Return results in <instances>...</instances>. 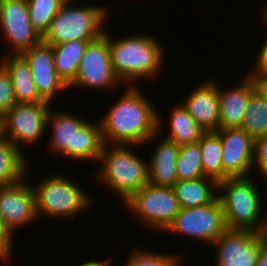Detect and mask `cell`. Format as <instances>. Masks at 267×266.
Masks as SVG:
<instances>
[{"label": "cell", "mask_w": 267, "mask_h": 266, "mask_svg": "<svg viewBox=\"0 0 267 266\" xmlns=\"http://www.w3.org/2000/svg\"><path fill=\"white\" fill-rule=\"evenodd\" d=\"M148 98L139 86L127 85L121 98L99 119L105 144L137 147L161 134L162 115Z\"/></svg>", "instance_id": "1"}, {"label": "cell", "mask_w": 267, "mask_h": 266, "mask_svg": "<svg viewBox=\"0 0 267 266\" xmlns=\"http://www.w3.org/2000/svg\"><path fill=\"white\" fill-rule=\"evenodd\" d=\"M49 126L52 132L47 148L51 152L76 161H99L105 145L100 121L95 124L78 115L50 109L47 129Z\"/></svg>", "instance_id": "2"}, {"label": "cell", "mask_w": 267, "mask_h": 266, "mask_svg": "<svg viewBox=\"0 0 267 266\" xmlns=\"http://www.w3.org/2000/svg\"><path fill=\"white\" fill-rule=\"evenodd\" d=\"M109 49L114 73L123 84L129 82L132 86L137 79L138 82L157 75L165 57L161 43L147 34H132L118 40L109 35Z\"/></svg>", "instance_id": "3"}, {"label": "cell", "mask_w": 267, "mask_h": 266, "mask_svg": "<svg viewBox=\"0 0 267 266\" xmlns=\"http://www.w3.org/2000/svg\"><path fill=\"white\" fill-rule=\"evenodd\" d=\"M255 183L249 176L227 178L218 182L220 193L218 191L217 196L224 210L228 229L266 232L267 215L262 213L264 201Z\"/></svg>", "instance_id": "4"}, {"label": "cell", "mask_w": 267, "mask_h": 266, "mask_svg": "<svg viewBox=\"0 0 267 266\" xmlns=\"http://www.w3.org/2000/svg\"><path fill=\"white\" fill-rule=\"evenodd\" d=\"M131 149L130 145L105 144L99 158L97 181L116 192L122 203L149 183V163Z\"/></svg>", "instance_id": "5"}, {"label": "cell", "mask_w": 267, "mask_h": 266, "mask_svg": "<svg viewBox=\"0 0 267 266\" xmlns=\"http://www.w3.org/2000/svg\"><path fill=\"white\" fill-rule=\"evenodd\" d=\"M75 1L78 0H67L54 16L43 36L45 43L57 45L72 40H95L105 34L108 10L96 5L75 6Z\"/></svg>", "instance_id": "6"}, {"label": "cell", "mask_w": 267, "mask_h": 266, "mask_svg": "<svg viewBox=\"0 0 267 266\" xmlns=\"http://www.w3.org/2000/svg\"><path fill=\"white\" fill-rule=\"evenodd\" d=\"M32 187L38 217L71 218L91 207L94 202L76 182L56 173L46 176L43 181L40 180V183Z\"/></svg>", "instance_id": "7"}, {"label": "cell", "mask_w": 267, "mask_h": 266, "mask_svg": "<svg viewBox=\"0 0 267 266\" xmlns=\"http://www.w3.org/2000/svg\"><path fill=\"white\" fill-rule=\"evenodd\" d=\"M124 204L144 225L161 232L168 229L180 211L172 187L150 183L132 195Z\"/></svg>", "instance_id": "8"}, {"label": "cell", "mask_w": 267, "mask_h": 266, "mask_svg": "<svg viewBox=\"0 0 267 266\" xmlns=\"http://www.w3.org/2000/svg\"><path fill=\"white\" fill-rule=\"evenodd\" d=\"M49 101L16 103L1 118V136L22 145H36L47 131V118L51 109ZM34 144V145H33Z\"/></svg>", "instance_id": "9"}, {"label": "cell", "mask_w": 267, "mask_h": 266, "mask_svg": "<svg viewBox=\"0 0 267 266\" xmlns=\"http://www.w3.org/2000/svg\"><path fill=\"white\" fill-rule=\"evenodd\" d=\"M227 230L224 210L217 197L208 205L180 208L165 232L178 233L212 245Z\"/></svg>", "instance_id": "10"}, {"label": "cell", "mask_w": 267, "mask_h": 266, "mask_svg": "<svg viewBox=\"0 0 267 266\" xmlns=\"http://www.w3.org/2000/svg\"><path fill=\"white\" fill-rule=\"evenodd\" d=\"M122 83L114 73L109 49V32L88 43L76 79L68 86L113 90Z\"/></svg>", "instance_id": "11"}, {"label": "cell", "mask_w": 267, "mask_h": 266, "mask_svg": "<svg viewBox=\"0 0 267 266\" xmlns=\"http://www.w3.org/2000/svg\"><path fill=\"white\" fill-rule=\"evenodd\" d=\"M0 29L10 44L9 55H20L43 40L31 24L27 0H0Z\"/></svg>", "instance_id": "12"}, {"label": "cell", "mask_w": 267, "mask_h": 266, "mask_svg": "<svg viewBox=\"0 0 267 266\" xmlns=\"http://www.w3.org/2000/svg\"><path fill=\"white\" fill-rule=\"evenodd\" d=\"M265 233L228 229L212 245L216 247L215 266H256Z\"/></svg>", "instance_id": "13"}, {"label": "cell", "mask_w": 267, "mask_h": 266, "mask_svg": "<svg viewBox=\"0 0 267 266\" xmlns=\"http://www.w3.org/2000/svg\"><path fill=\"white\" fill-rule=\"evenodd\" d=\"M26 179L16 184L0 186V214L5 227L13 236L15 230L40 219L36 211L34 189Z\"/></svg>", "instance_id": "14"}, {"label": "cell", "mask_w": 267, "mask_h": 266, "mask_svg": "<svg viewBox=\"0 0 267 266\" xmlns=\"http://www.w3.org/2000/svg\"><path fill=\"white\" fill-rule=\"evenodd\" d=\"M222 141L223 180L248 177L253 167L254 139L242 128L218 129Z\"/></svg>", "instance_id": "15"}, {"label": "cell", "mask_w": 267, "mask_h": 266, "mask_svg": "<svg viewBox=\"0 0 267 266\" xmlns=\"http://www.w3.org/2000/svg\"><path fill=\"white\" fill-rule=\"evenodd\" d=\"M29 63L37 92L43 100L52 102L58 92L67 91L54 64L53 46L43 40L21 54Z\"/></svg>", "instance_id": "16"}, {"label": "cell", "mask_w": 267, "mask_h": 266, "mask_svg": "<svg viewBox=\"0 0 267 266\" xmlns=\"http://www.w3.org/2000/svg\"><path fill=\"white\" fill-rule=\"evenodd\" d=\"M218 82L207 80L183 100L182 105L195 121L206 131L216 132L219 129Z\"/></svg>", "instance_id": "17"}, {"label": "cell", "mask_w": 267, "mask_h": 266, "mask_svg": "<svg viewBox=\"0 0 267 266\" xmlns=\"http://www.w3.org/2000/svg\"><path fill=\"white\" fill-rule=\"evenodd\" d=\"M246 76L242 83L227 91L218 85L219 129L241 128L250 95L255 89L252 78Z\"/></svg>", "instance_id": "18"}, {"label": "cell", "mask_w": 267, "mask_h": 266, "mask_svg": "<svg viewBox=\"0 0 267 266\" xmlns=\"http://www.w3.org/2000/svg\"><path fill=\"white\" fill-rule=\"evenodd\" d=\"M180 147L166 137L158 143L149 161L150 184L172 187L178 181L176 160Z\"/></svg>", "instance_id": "19"}, {"label": "cell", "mask_w": 267, "mask_h": 266, "mask_svg": "<svg viewBox=\"0 0 267 266\" xmlns=\"http://www.w3.org/2000/svg\"><path fill=\"white\" fill-rule=\"evenodd\" d=\"M4 57L0 63L9 72L16 103L28 104L44 101L37 92L32 70L26 59L21 54H6Z\"/></svg>", "instance_id": "20"}, {"label": "cell", "mask_w": 267, "mask_h": 266, "mask_svg": "<svg viewBox=\"0 0 267 266\" xmlns=\"http://www.w3.org/2000/svg\"><path fill=\"white\" fill-rule=\"evenodd\" d=\"M172 188L180 208L208 205L218 197V183L208 177L178 180Z\"/></svg>", "instance_id": "21"}, {"label": "cell", "mask_w": 267, "mask_h": 266, "mask_svg": "<svg viewBox=\"0 0 267 266\" xmlns=\"http://www.w3.org/2000/svg\"><path fill=\"white\" fill-rule=\"evenodd\" d=\"M10 139L0 136V186L16 184L28 174V159Z\"/></svg>", "instance_id": "22"}, {"label": "cell", "mask_w": 267, "mask_h": 266, "mask_svg": "<svg viewBox=\"0 0 267 266\" xmlns=\"http://www.w3.org/2000/svg\"><path fill=\"white\" fill-rule=\"evenodd\" d=\"M90 41L92 40H72L52 45L55 69L67 86L76 79L82 56Z\"/></svg>", "instance_id": "23"}, {"label": "cell", "mask_w": 267, "mask_h": 266, "mask_svg": "<svg viewBox=\"0 0 267 266\" xmlns=\"http://www.w3.org/2000/svg\"><path fill=\"white\" fill-rule=\"evenodd\" d=\"M169 116L170 131L166 138L175 141L179 146L199 142L206 133L182 103L175 105Z\"/></svg>", "instance_id": "24"}, {"label": "cell", "mask_w": 267, "mask_h": 266, "mask_svg": "<svg viewBox=\"0 0 267 266\" xmlns=\"http://www.w3.org/2000/svg\"><path fill=\"white\" fill-rule=\"evenodd\" d=\"M205 177L223 181L222 141L215 132H206L199 140Z\"/></svg>", "instance_id": "25"}, {"label": "cell", "mask_w": 267, "mask_h": 266, "mask_svg": "<svg viewBox=\"0 0 267 266\" xmlns=\"http://www.w3.org/2000/svg\"><path fill=\"white\" fill-rule=\"evenodd\" d=\"M241 128L253 139L267 136V100L256 89L250 95Z\"/></svg>", "instance_id": "26"}, {"label": "cell", "mask_w": 267, "mask_h": 266, "mask_svg": "<svg viewBox=\"0 0 267 266\" xmlns=\"http://www.w3.org/2000/svg\"><path fill=\"white\" fill-rule=\"evenodd\" d=\"M178 180H193L205 177L199 142L180 147L176 160Z\"/></svg>", "instance_id": "27"}, {"label": "cell", "mask_w": 267, "mask_h": 266, "mask_svg": "<svg viewBox=\"0 0 267 266\" xmlns=\"http://www.w3.org/2000/svg\"><path fill=\"white\" fill-rule=\"evenodd\" d=\"M67 0H27L31 24L43 37Z\"/></svg>", "instance_id": "28"}, {"label": "cell", "mask_w": 267, "mask_h": 266, "mask_svg": "<svg viewBox=\"0 0 267 266\" xmlns=\"http://www.w3.org/2000/svg\"><path fill=\"white\" fill-rule=\"evenodd\" d=\"M134 249V250H133ZM125 266H180V254L155 253L147 249L133 248ZM147 250V251H146ZM179 255V256H178Z\"/></svg>", "instance_id": "29"}, {"label": "cell", "mask_w": 267, "mask_h": 266, "mask_svg": "<svg viewBox=\"0 0 267 266\" xmlns=\"http://www.w3.org/2000/svg\"><path fill=\"white\" fill-rule=\"evenodd\" d=\"M16 104L14 87L9 72L0 63V118Z\"/></svg>", "instance_id": "30"}, {"label": "cell", "mask_w": 267, "mask_h": 266, "mask_svg": "<svg viewBox=\"0 0 267 266\" xmlns=\"http://www.w3.org/2000/svg\"><path fill=\"white\" fill-rule=\"evenodd\" d=\"M253 166L259 170L260 175L267 181V136L254 139ZM265 183L267 188V182Z\"/></svg>", "instance_id": "31"}, {"label": "cell", "mask_w": 267, "mask_h": 266, "mask_svg": "<svg viewBox=\"0 0 267 266\" xmlns=\"http://www.w3.org/2000/svg\"><path fill=\"white\" fill-rule=\"evenodd\" d=\"M13 235L5 227L0 214V261L7 263L12 258Z\"/></svg>", "instance_id": "32"}, {"label": "cell", "mask_w": 267, "mask_h": 266, "mask_svg": "<svg viewBox=\"0 0 267 266\" xmlns=\"http://www.w3.org/2000/svg\"><path fill=\"white\" fill-rule=\"evenodd\" d=\"M256 65L248 73H267V38L261 46L259 56H256Z\"/></svg>", "instance_id": "33"}, {"label": "cell", "mask_w": 267, "mask_h": 266, "mask_svg": "<svg viewBox=\"0 0 267 266\" xmlns=\"http://www.w3.org/2000/svg\"><path fill=\"white\" fill-rule=\"evenodd\" d=\"M253 80L255 89L267 100V73H247Z\"/></svg>", "instance_id": "34"}, {"label": "cell", "mask_w": 267, "mask_h": 266, "mask_svg": "<svg viewBox=\"0 0 267 266\" xmlns=\"http://www.w3.org/2000/svg\"><path fill=\"white\" fill-rule=\"evenodd\" d=\"M256 266H267V241L261 246Z\"/></svg>", "instance_id": "35"}, {"label": "cell", "mask_w": 267, "mask_h": 266, "mask_svg": "<svg viewBox=\"0 0 267 266\" xmlns=\"http://www.w3.org/2000/svg\"><path fill=\"white\" fill-rule=\"evenodd\" d=\"M110 262L107 260L102 261V260H92V261H87L84 263H81L79 266H109Z\"/></svg>", "instance_id": "36"}, {"label": "cell", "mask_w": 267, "mask_h": 266, "mask_svg": "<svg viewBox=\"0 0 267 266\" xmlns=\"http://www.w3.org/2000/svg\"><path fill=\"white\" fill-rule=\"evenodd\" d=\"M263 11H264V13H262V15H263V20H264V24H265V26L267 27V4L265 5V7L263 8Z\"/></svg>", "instance_id": "37"}, {"label": "cell", "mask_w": 267, "mask_h": 266, "mask_svg": "<svg viewBox=\"0 0 267 266\" xmlns=\"http://www.w3.org/2000/svg\"><path fill=\"white\" fill-rule=\"evenodd\" d=\"M0 136H1V120H0Z\"/></svg>", "instance_id": "38"}]
</instances>
